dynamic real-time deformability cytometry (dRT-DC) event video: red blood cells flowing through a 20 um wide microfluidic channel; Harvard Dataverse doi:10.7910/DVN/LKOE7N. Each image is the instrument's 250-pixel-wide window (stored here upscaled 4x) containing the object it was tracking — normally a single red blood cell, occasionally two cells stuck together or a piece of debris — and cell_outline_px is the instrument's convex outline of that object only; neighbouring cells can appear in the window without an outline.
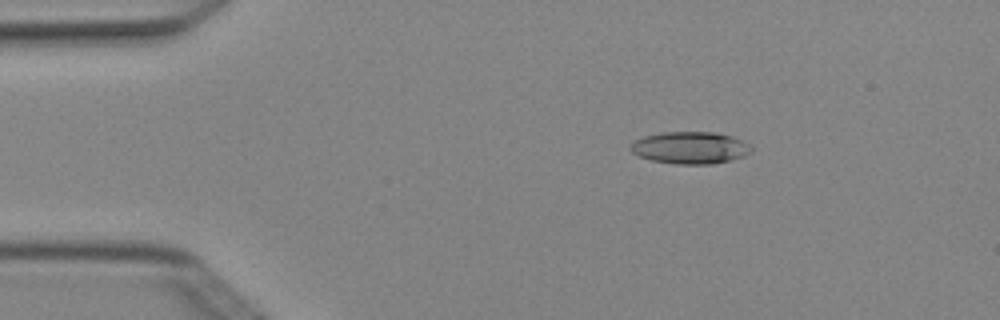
{"species": "Egyptian fruit bat (a non-hibernating species)", "species_latin": "Rousettus aegyptiacus", "temperature_condition": "cold", "stored_images_in_passage": 7, "camera_frame_rate_fps": 3000, "um_per_image_px": 0.085, "animal": {"sex": "female"}, "frame": {"image": 1, "passage_image": 3, "time_ms": 0.667, "image_size_px": [1000, 320], "cell_outline_px": [[752, 152], [744, 156], [712, 164], [676, 164], [652, 160], [640, 156], [632, 152], [628, 148], [636, 140], [644, 136], [664, 132], [716, 132], [732, 136], [748, 144], [752, 148]], "centroid_in_image_um": [58.67, 12.55], "position_along_channel_um": 26.3, "area_um2": 22.43}}
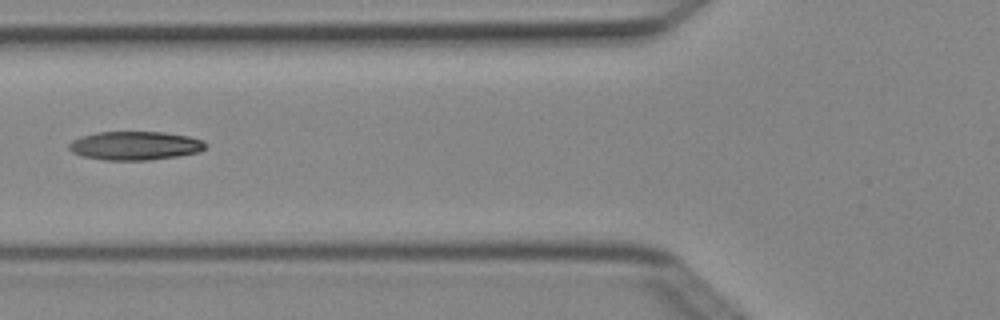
{"frame": {"image": 2, "passage_image": 6, "time_ms": 1.667, "image_size_px": [1000, 320], "cell_outline_px": [[208, 144], [200, 152], [176, 156], [148, 160], [104, 160], [80, 156], [72, 152], [68, 148], [68, 144], [72, 140], [80, 136], [96, 132], [164, 132], [188, 136], [204, 140]], "centroid_in_image_um": [11.46, 12.38], "position_along_channel_um": 114.3, "area_um2": 23.0}}
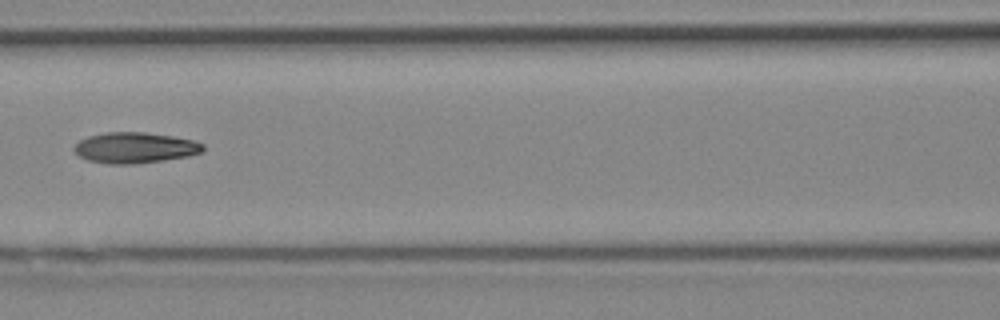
{"frame": {"image": 3, "passage_image": 7, "time_ms": 2.0, "image_size_px": [1000, 320], "cell_outline_px": [[204, 152], [188, 156], [164, 160], [136, 164], [108, 164], [88, 160], [80, 156], [72, 148], [80, 140], [88, 136], [104, 132], [144, 132], [172, 136], [192, 140], [204, 144]], "centroid_in_image_um": [11.47, 12.56], "position_along_channel_um": 155.1, "area_um2": 23.18}}